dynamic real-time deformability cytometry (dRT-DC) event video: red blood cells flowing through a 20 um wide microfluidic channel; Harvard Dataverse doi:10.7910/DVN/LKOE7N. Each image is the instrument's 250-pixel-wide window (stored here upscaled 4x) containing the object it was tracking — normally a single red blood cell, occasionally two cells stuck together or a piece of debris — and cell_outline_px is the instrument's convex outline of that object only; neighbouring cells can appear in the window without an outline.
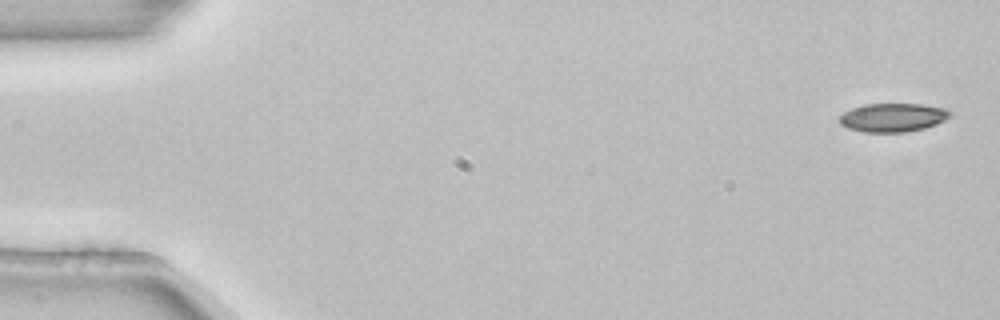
{"species": "common noctule bat (a hibernating species)", "species_latin": "Nyctalus noctula", "temperature_condition": "room temperature", "stored_images_in_passage": 7, "camera_frame_rate_fps": 3000, "um_per_image_px": 0.085, "animal": {"sex": "female", "body_mass_g": 22.7, "forearm_length_mm": 54.2}, "frame": {"image": 1, "passage_image": 1, "time_ms": 0.0, "image_size_px": [1000, 320], "cell_outline_px": [[952, 112], [944, 120], [936, 124], [924, 128], [904, 132], [864, 132], [848, 128], [840, 124], [840, 116], [844, 112], [852, 108], [864, 104], [920, 104], [944, 108]], "centroid_in_image_um": [75.87, 9.98], "position_along_channel_um": 9.1, "area_um2": 18.26}}
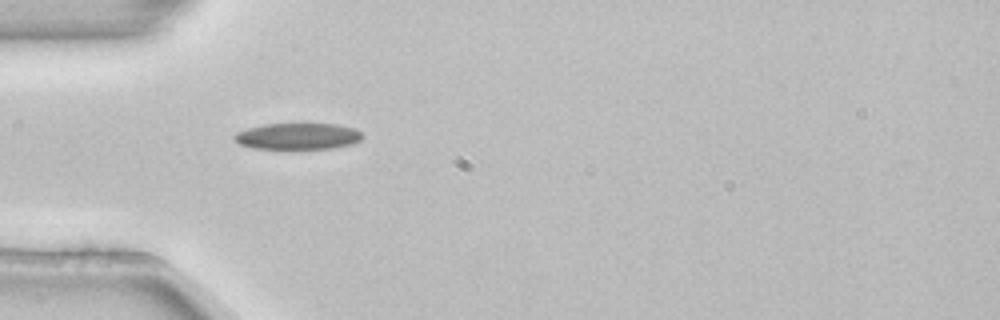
{"frame": {"image": 2, "passage_image": 5, "time_ms": 1.333, "image_size_px": [1000, 320], "cell_outline_px": [[364, 136], [360, 140], [352, 144], [332, 148], [252, 148], [240, 144], [232, 140], [232, 136], [236, 132], [248, 128], [264, 124], [336, 124], [356, 128]], "centroid_in_image_um": [25.3, 11.57], "position_along_channel_um": 59.7, "area_um2": 19.65}}